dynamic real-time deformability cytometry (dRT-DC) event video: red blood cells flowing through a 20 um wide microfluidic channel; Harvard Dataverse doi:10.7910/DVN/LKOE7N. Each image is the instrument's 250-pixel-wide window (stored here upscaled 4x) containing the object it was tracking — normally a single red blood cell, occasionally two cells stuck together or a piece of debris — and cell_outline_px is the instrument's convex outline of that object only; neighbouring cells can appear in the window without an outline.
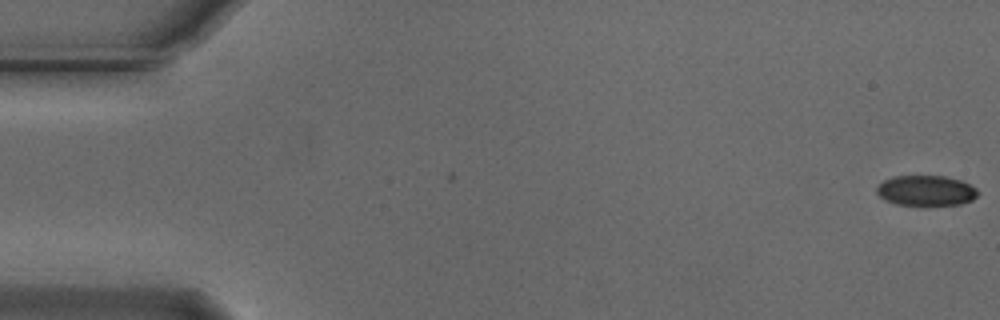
{"species": "Egyptian fruit bat (a non-hibernating species)", "species_latin": "Rousettus aegyptiacus", "temperature_condition": "cold", "stored_images_in_passage": 53, "camera_frame_rate_fps": 3000, "um_per_image_px": 0.085, "animal": {"sex": "male"}, "frame": {"image": 1, "passage_image": 1, "time_ms": 0.0, "image_size_px": [1000, 320], "cell_outline_px": [[980, 192], [972, 200], [960, 204], [924, 208], [896, 204], [884, 200], [876, 192], [876, 188], [884, 180], [892, 176], [944, 176], [960, 180], [976, 188]], "centroid_in_image_um": [78.7, 16.25], "position_along_channel_um": 6.3, "area_um2": 18.55}}
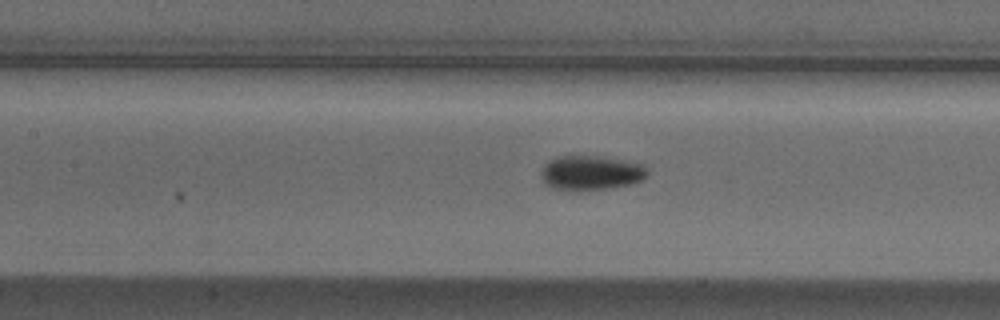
{"frame": {"image": 2, "passage_image": 25, "time_ms": 8.0, "image_size_px": [1000, 320], "cell_outline_px": [[648, 176], [632, 184], [608, 188], [552, 188], [544, 184], [540, 176], [540, 172], [544, 164], [548, 160], [556, 156], [596, 156], [644, 164], [648, 172]], "centroid_in_image_um": [50.2, 14.66], "position_along_channel_um": 157.2, "area_um2": 20.98}}
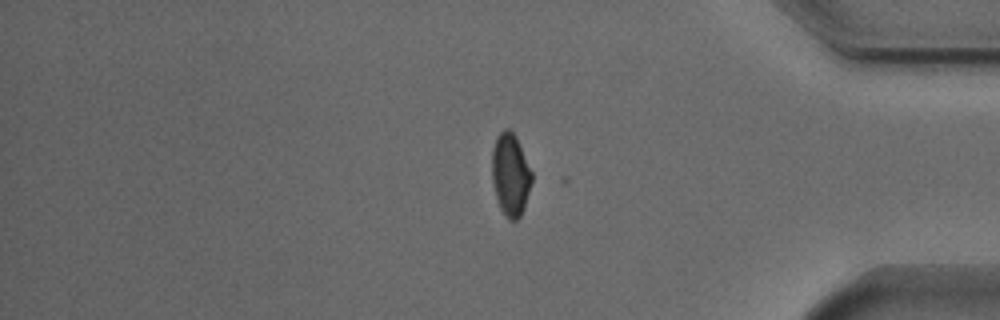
{"frame": {"image": 3, "passage_image": 46, "time_ms": 15.0, "image_size_px": [1000, 320], "cell_outline_px": [[532, 180], [524, 208], [520, 216], [516, 220], [508, 220], [500, 208], [496, 196], [492, 180], [492, 148], [496, 136], [504, 128], [508, 128], [516, 136], [532, 172]], "centroid_in_image_um": [43.38, 14.82], "position_along_channel_um": 391.8, "area_um2": 19.13}, "authors_computed_cell_mechanics": {"area_um2": 19.8254, "velocity_mm_per_s": 3.7323, "shape_relaxation_time_tau1_ms": 2.7621, "shape_relaxation_time_tau2_ms": null, "deformation_change_tau1": 0.0964, "deformation_change_tau2": null}}